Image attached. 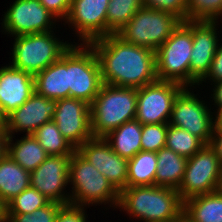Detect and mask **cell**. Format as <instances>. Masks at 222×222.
<instances>
[{"instance_id": "obj_17", "label": "cell", "mask_w": 222, "mask_h": 222, "mask_svg": "<svg viewBox=\"0 0 222 222\" xmlns=\"http://www.w3.org/2000/svg\"><path fill=\"white\" fill-rule=\"evenodd\" d=\"M218 21L192 20V53L190 56V87L198 83L209 72L217 51L219 40Z\"/></svg>"}, {"instance_id": "obj_4", "label": "cell", "mask_w": 222, "mask_h": 222, "mask_svg": "<svg viewBox=\"0 0 222 222\" xmlns=\"http://www.w3.org/2000/svg\"><path fill=\"white\" fill-rule=\"evenodd\" d=\"M69 183L72 185L70 204L88 208L99 204H110L117 208L119 192L98 169L75 151L69 163ZM112 205V206H111Z\"/></svg>"}, {"instance_id": "obj_29", "label": "cell", "mask_w": 222, "mask_h": 222, "mask_svg": "<svg viewBox=\"0 0 222 222\" xmlns=\"http://www.w3.org/2000/svg\"><path fill=\"white\" fill-rule=\"evenodd\" d=\"M205 143L190 132L179 127L168 125L165 147L186 158L192 157Z\"/></svg>"}, {"instance_id": "obj_38", "label": "cell", "mask_w": 222, "mask_h": 222, "mask_svg": "<svg viewBox=\"0 0 222 222\" xmlns=\"http://www.w3.org/2000/svg\"><path fill=\"white\" fill-rule=\"evenodd\" d=\"M210 145L215 149L218 159L222 164V130H213Z\"/></svg>"}, {"instance_id": "obj_14", "label": "cell", "mask_w": 222, "mask_h": 222, "mask_svg": "<svg viewBox=\"0 0 222 222\" xmlns=\"http://www.w3.org/2000/svg\"><path fill=\"white\" fill-rule=\"evenodd\" d=\"M110 0H72L68 17L64 20L74 27L80 44L107 36V9Z\"/></svg>"}, {"instance_id": "obj_45", "label": "cell", "mask_w": 222, "mask_h": 222, "mask_svg": "<svg viewBox=\"0 0 222 222\" xmlns=\"http://www.w3.org/2000/svg\"><path fill=\"white\" fill-rule=\"evenodd\" d=\"M218 191L222 193V172H221V176H220V182H219V186H218Z\"/></svg>"}, {"instance_id": "obj_13", "label": "cell", "mask_w": 222, "mask_h": 222, "mask_svg": "<svg viewBox=\"0 0 222 222\" xmlns=\"http://www.w3.org/2000/svg\"><path fill=\"white\" fill-rule=\"evenodd\" d=\"M72 155H49L34 171L30 172V186L51 202L70 204L69 163ZM65 188V189H64Z\"/></svg>"}, {"instance_id": "obj_5", "label": "cell", "mask_w": 222, "mask_h": 222, "mask_svg": "<svg viewBox=\"0 0 222 222\" xmlns=\"http://www.w3.org/2000/svg\"><path fill=\"white\" fill-rule=\"evenodd\" d=\"M192 20L180 22L171 36L155 51L158 80L190 87Z\"/></svg>"}, {"instance_id": "obj_15", "label": "cell", "mask_w": 222, "mask_h": 222, "mask_svg": "<svg viewBox=\"0 0 222 222\" xmlns=\"http://www.w3.org/2000/svg\"><path fill=\"white\" fill-rule=\"evenodd\" d=\"M52 120L75 149L93 138L88 102L72 97L58 99Z\"/></svg>"}, {"instance_id": "obj_7", "label": "cell", "mask_w": 222, "mask_h": 222, "mask_svg": "<svg viewBox=\"0 0 222 222\" xmlns=\"http://www.w3.org/2000/svg\"><path fill=\"white\" fill-rule=\"evenodd\" d=\"M180 22L168 12L142 6L117 35L126 43L146 47L155 52Z\"/></svg>"}, {"instance_id": "obj_41", "label": "cell", "mask_w": 222, "mask_h": 222, "mask_svg": "<svg viewBox=\"0 0 222 222\" xmlns=\"http://www.w3.org/2000/svg\"><path fill=\"white\" fill-rule=\"evenodd\" d=\"M217 107V112L215 111L216 114L213 117L214 120V130H222V106H215Z\"/></svg>"}, {"instance_id": "obj_37", "label": "cell", "mask_w": 222, "mask_h": 222, "mask_svg": "<svg viewBox=\"0 0 222 222\" xmlns=\"http://www.w3.org/2000/svg\"><path fill=\"white\" fill-rule=\"evenodd\" d=\"M206 79L210 80L212 83L222 81V44L218 45L217 51L211 63L210 70L206 74V76L198 83V86L200 84L202 85L203 81L206 82Z\"/></svg>"}, {"instance_id": "obj_18", "label": "cell", "mask_w": 222, "mask_h": 222, "mask_svg": "<svg viewBox=\"0 0 222 222\" xmlns=\"http://www.w3.org/2000/svg\"><path fill=\"white\" fill-rule=\"evenodd\" d=\"M56 100L39 95L36 91L19 108L7 115L6 128L8 136L15 132L33 134L44 123L53 119Z\"/></svg>"}, {"instance_id": "obj_3", "label": "cell", "mask_w": 222, "mask_h": 222, "mask_svg": "<svg viewBox=\"0 0 222 222\" xmlns=\"http://www.w3.org/2000/svg\"><path fill=\"white\" fill-rule=\"evenodd\" d=\"M137 88L103 84L90 104L91 131L104 138L123 123L136 117Z\"/></svg>"}, {"instance_id": "obj_25", "label": "cell", "mask_w": 222, "mask_h": 222, "mask_svg": "<svg viewBox=\"0 0 222 222\" xmlns=\"http://www.w3.org/2000/svg\"><path fill=\"white\" fill-rule=\"evenodd\" d=\"M183 213L193 222H222V193L217 190L187 199Z\"/></svg>"}, {"instance_id": "obj_26", "label": "cell", "mask_w": 222, "mask_h": 222, "mask_svg": "<svg viewBox=\"0 0 222 222\" xmlns=\"http://www.w3.org/2000/svg\"><path fill=\"white\" fill-rule=\"evenodd\" d=\"M157 154L140 151L128 160L127 187L155 185Z\"/></svg>"}, {"instance_id": "obj_8", "label": "cell", "mask_w": 222, "mask_h": 222, "mask_svg": "<svg viewBox=\"0 0 222 222\" xmlns=\"http://www.w3.org/2000/svg\"><path fill=\"white\" fill-rule=\"evenodd\" d=\"M72 44L68 49V87L70 97L91 104L103 81L96 53L89 44Z\"/></svg>"}, {"instance_id": "obj_28", "label": "cell", "mask_w": 222, "mask_h": 222, "mask_svg": "<svg viewBox=\"0 0 222 222\" xmlns=\"http://www.w3.org/2000/svg\"><path fill=\"white\" fill-rule=\"evenodd\" d=\"M143 6V0H110L107 9V36L117 34Z\"/></svg>"}, {"instance_id": "obj_24", "label": "cell", "mask_w": 222, "mask_h": 222, "mask_svg": "<svg viewBox=\"0 0 222 222\" xmlns=\"http://www.w3.org/2000/svg\"><path fill=\"white\" fill-rule=\"evenodd\" d=\"M30 186V172L8 154L0 159V198L6 203Z\"/></svg>"}, {"instance_id": "obj_23", "label": "cell", "mask_w": 222, "mask_h": 222, "mask_svg": "<svg viewBox=\"0 0 222 222\" xmlns=\"http://www.w3.org/2000/svg\"><path fill=\"white\" fill-rule=\"evenodd\" d=\"M141 134L142 124L133 119L111 131L104 139L110 144L113 151L129 160L142 151Z\"/></svg>"}, {"instance_id": "obj_1", "label": "cell", "mask_w": 222, "mask_h": 222, "mask_svg": "<svg viewBox=\"0 0 222 222\" xmlns=\"http://www.w3.org/2000/svg\"><path fill=\"white\" fill-rule=\"evenodd\" d=\"M96 53L103 84L141 88L158 80L155 52L110 34L89 43Z\"/></svg>"}, {"instance_id": "obj_35", "label": "cell", "mask_w": 222, "mask_h": 222, "mask_svg": "<svg viewBox=\"0 0 222 222\" xmlns=\"http://www.w3.org/2000/svg\"><path fill=\"white\" fill-rule=\"evenodd\" d=\"M85 206L64 204L59 210L55 222H87Z\"/></svg>"}, {"instance_id": "obj_39", "label": "cell", "mask_w": 222, "mask_h": 222, "mask_svg": "<svg viewBox=\"0 0 222 222\" xmlns=\"http://www.w3.org/2000/svg\"><path fill=\"white\" fill-rule=\"evenodd\" d=\"M214 88L212 89L213 94H211L212 102L214 101L213 105L215 106H222V81H218L213 83Z\"/></svg>"}, {"instance_id": "obj_22", "label": "cell", "mask_w": 222, "mask_h": 222, "mask_svg": "<svg viewBox=\"0 0 222 222\" xmlns=\"http://www.w3.org/2000/svg\"><path fill=\"white\" fill-rule=\"evenodd\" d=\"M14 137L8 136L7 154L24 170L34 171L49 156L32 134H25L15 143Z\"/></svg>"}, {"instance_id": "obj_19", "label": "cell", "mask_w": 222, "mask_h": 222, "mask_svg": "<svg viewBox=\"0 0 222 222\" xmlns=\"http://www.w3.org/2000/svg\"><path fill=\"white\" fill-rule=\"evenodd\" d=\"M34 92V75L10 64L0 68V105L6 116L25 103Z\"/></svg>"}, {"instance_id": "obj_30", "label": "cell", "mask_w": 222, "mask_h": 222, "mask_svg": "<svg viewBox=\"0 0 222 222\" xmlns=\"http://www.w3.org/2000/svg\"><path fill=\"white\" fill-rule=\"evenodd\" d=\"M49 202L43 194L29 186L7 203V214H31Z\"/></svg>"}, {"instance_id": "obj_43", "label": "cell", "mask_w": 222, "mask_h": 222, "mask_svg": "<svg viewBox=\"0 0 222 222\" xmlns=\"http://www.w3.org/2000/svg\"><path fill=\"white\" fill-rule=\"evenodd\" d=\"M6 121H7V116L3 112V109L0 105V130H5L6 128Z\"/></svg>"}, {"instance_id": "obj_2", "label": "cell", "mask_w": 222, "mask_h": 222, "mask_svg": "<svg viewBox=\"0 0 222 222\" xmlns=\"http://www.w3.org/2000/svg\"><path fill=\"white\" fill-rule=\"evenodd\" d=\"M128 215L144 222L176 221L184 210L177 190L156 185L126 187L119 193V204Z\"/></svg>"}, {"instance_id": "obj_12", "label": "cell", "mask_w": 222, "mask_h": 222, "mask_svg": "<svg viewBox=\"0 0 222 222\" xmlns=\"http://www.w3.org/2000/svg\"><path fill=\"white\" fill-rule=\"evenodd\" d=\"M4 13L2 31L12 37L53 31L58 19L40 0H15Z\"/></svg>"}, {"instance_id": "obj_16", "label": "cell", "mask_w": 222, "mask_h": 222, "mask_svg": "<svg viewBox=\"0 0 222 222\" xmlns=\"http://www.w3.org/2000/svg\"><path fill=\"white\" fill-rule=\"evenodd\" d=\"M76 151L98 169L119 193L127 187L128 160L113 151L104 138L93 137Z\"/></svg>"}, {"instance_id": "obj_27", "label": "cell", "mask_w": 222, "mask_h": 222, "mask_svg": "<svg viewBox=\"0 0 222 222\" xmlns=\"http://www.w3.org/2000/svg\"><path fill=\"white\" fill-rule=\"evenodd\" d=\"M32 135L48 155H72L76 151L53 120L44 123Z\"/></svg>"}, {"instance_id": "obj_11", "label": "cell", "mask_w": 222, "mask_h": 222, "mask_svg": "<svg viewBox=\"0 0 222 222\" xmlns=\"http://www.w3.org/2000/svg\"><path fill=\"white\" fill-rule=\"evenodd\" d=\"M184 88L162 80L138 88L135 119L142 125L168 123L175 99Z\"/></svg>"}, {"instance_id": "obj_9", "label": "cell", "mask_w": 222, "mask_h": 222, "mask_svg": "<svg viewBox=\"0 0 222 222\" xmlns=\"http://www.w3.org/2000/svg\"><path fill=\"white\" fill-rule=\"evenodd\" d=\"M222 164L215 149L205 144L192 157L187 158L184 177L178 188L182 201L218 190Z\"/></svg>"}, {"instance_id": "obj_36", "label": "cell", "mask_w": 222, "mask_h": 222, "mask_svg": "<svg viewBox=\"0 0 222 222\" xmlns=\"http://www.w3.org/2000/svg\"><path fill=\"white\" fill-rule=\"evenodd\" d=\"M40 3L55 15L60 21H64L69 14L72 0H40Z\"/></svg>"}, {"instance_id": "obj_31", "label": "cell", "mask_w": 222, "mask_h": 222, "mask_svg": "<svg viewBox=\"0 0 222 222\" xmlns=\"http://www.w3.org/2000/svg\"><path fill=\"white\" fill-rule=\"evenodd\" d=\"M222 16V0H188L187 20L217 21Z\"/></svg>"}, {"instance_id": "obj_20", "label": "cell", "mask_w": 222, "mask_h": 222, "mask_svg": "<svg viewBox=\"0 0 222 222\" xmlns=\"http://www.w3.org/2000/svg\"><path fill=\"white\" fill-rule=\"evenodd\" d=\"M34 78L35 91L39 95L52 100L70 97L68 87V50L59 60L37 73Z\"/></svg>"}, {"instance_id": "obj_32", "label": "cell", "mask_w": 222, "mask_h": 222, "mask_svg": "<svg viewBox=\"0 0 222 222\" xmlns=\"http://www.w3.org/2000/svg\"><path fill=\"white\" fill-rule=\"evenodd\" d=\"M168 123L143 124L141 145L143 151L158 152L165 147Z\"/></svg>"}, {"instance_id": "obj_33", "label": "cell", "mask_w": 222, "mask_h": 222, "mask_svg": "<svg viewBox=\"0 0 222 222\" xmlns=\"http://www.w3.org/2000/svg\"><path fill=\"white\" fill-rule=\"evenodd\" d=\"M64 204L49 202L31 214H7L9 222H55L56 216Z\"/></svg>"}, {"instance_id": "obj_21", "label": "cell", "mask_w": 222, "mask_h": 222, "mask_svg": "<svg viewBox=\"0 0 222 222\" xmlns=\"http://www.w3.org/2000/svg\"><path fill=\"white\" fill-rule=\"evenodd\" d=\"M157 154L155 185L178 190L182 183L187 158L163 147Z\"/></svg>"}, {"instance_id": "obj_40", "label": "cell", "mask_w": 222, "mask_h": 222, "mask_svg": "<svg viewBox=\"0 0 222 222\" xmlns=\"http://www.w3.org/2000/svg\"><path fill=\"white\" fill-rule=\"evenodd\" d=\"M8 135L5 130H0V159L7 154Z\"/></svg>"}, {"instance_id": "obj_34", "label": "cell", "mask_w": 222, "mask_h": 222, "mask_svg": "<svg viewBox=\"0 0 222 222\" xmlns=\"http://www.w3.org/2000/svg\"><path fill=\"white\" fill-rule=\"evenodd\" d=\"M187 2L188 0H143V6L168 12L184 22L187 20Z\"/></svg>"}, {"instance_id": "obj_42", "label": "cell", "mask_w": 222, "mask_h": 222, "mask_svg": "<svg viewBox=\"0 0 222 222\" xmlns=\"http://www.w3.org/2000/svg\"><path fill=\"white\" fill-rule=\"evenodd\" d=\"M7 220V203L2 198H0V222H5Z\"/></svg>"}, {"instance_id": "obj_44", "label": "cell", "mask_w": 222, "mask_h": 222, "mask_svg": "<svg viewBox=\"0 0 222 222\" xmlns=\"http://www.w3.org/2000/svg\"><path fill=\"white\" fill-rule=\"evenodd\" d=\"M175 222H193L184 213Z\"/></svg>"}, {"instance_id": "obj_10", "label": "cell", "mask_w": 222, "mask_h": 222, "mask_svg": "<svg viewBox=\"0 0 222 222\" xmlns=\"http://www.w3.org/2000/svg\"><path fill=\"white\" fill-rule=\"evenodd\" d=\"M190 89L185 87L177 95L168 125L185 129L205 144H210L214 130L213 112Z\"/></svg>"}, {"instance_id": "obj_6", "label": "cell", "mask_w": 222, "mask_h": 222, "mask_svg": "<svg viewBox=\"0 0 222 222\" xmlns=\"http://www.w3.org/2000/svg\"><path fill=\"white\" fill-rule=\"evenodd\" d=\"M54 35V31H49L14 37L10 65L34 76L46 69L73 44Z\"/></svg>"}]
</instances>
